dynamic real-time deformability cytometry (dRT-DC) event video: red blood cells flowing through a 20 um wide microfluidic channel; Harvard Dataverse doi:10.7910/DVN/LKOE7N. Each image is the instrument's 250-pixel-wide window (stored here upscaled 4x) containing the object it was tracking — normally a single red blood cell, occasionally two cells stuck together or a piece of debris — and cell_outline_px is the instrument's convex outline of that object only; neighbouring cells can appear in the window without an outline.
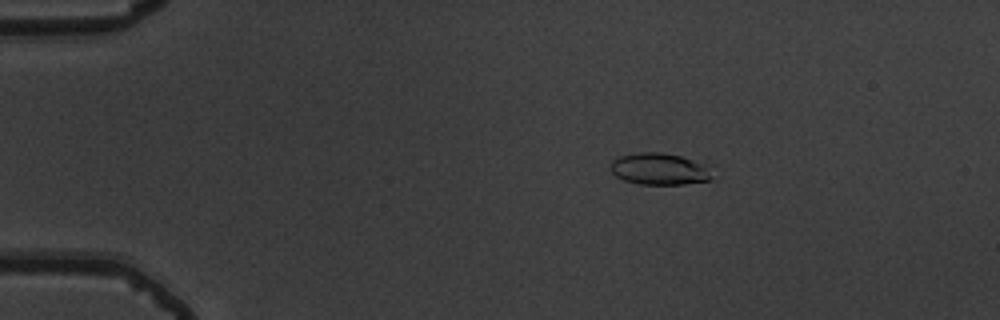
{"species": "common noctule bat (a hibernating species)", "species_latin": "Nyctalus noctula", "temperature_condition": "warm", "stored_images_in_passage": 41, "camera_frame_rate_fps": 3000, "um_per_image_px": 0.085, "animal": {"sex": "male", "body_mass_g": 19.5, "forearm_length_mm": 54.6}, "frame": {"image": 1, "passage_image": 5, "time_ms": 1.333, "image_size_px": [1000, 320], "cell_outline_px": [[712, 180], [684, 184], [640, 184], [624, 180], [616, 176], [612, 172], [612, 160], [620, 156], [636, 152], [660, 152], [680, 156], [704, 164], [712, 176]], "centroid_in_image_um": [56.03, 14.36], "position_along_channel_um": 29.0, "area_um2": 18.55}}
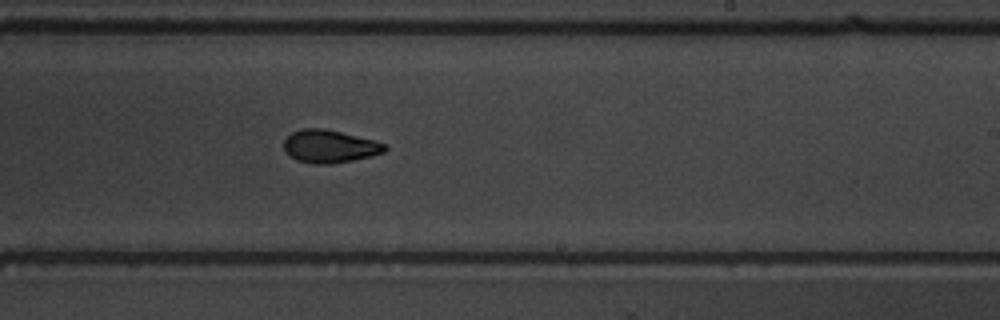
{"frame": {"image": 2, "passage_image": 29, "time_ms": 9.333, "image_size_px": [1000, 320], "cell_outline_px": [[388, 148], [384, 152], [372, 156], [332, 164], [312, 164], [296, 160], [288, 156], [284, 152], [284, 140], [292, 132], [300, 128], [324, 128], [388, 144]], "centroid_in_image_um": [27.99, 12.45], "position_along_channel_um": 261.0, "area_um2": 19.48}}
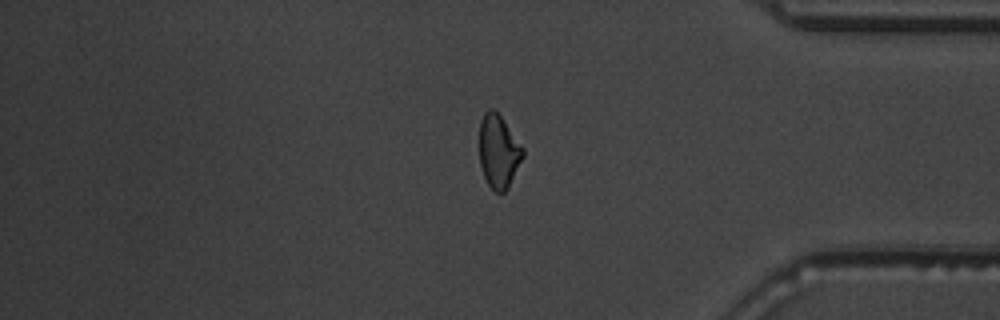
{"frame": {"image": 3, "passage_image": 41, "time_ms": 13.333, "image_size_px": [1000, 320], "cell_outline_px": [[524, 156], [508, 188], [504, 192], [496, 192], [488, 184], [484, 176], [480, 164], [480, 120], [484, 112], [488, 108], [492, 108], [504, 120], [524, 148]], "centroid_in_image_um": [42.39, 12.85], "position_along_channel_um": 392.8, "area_um2": 18.55}, "authors_computed_cell_mechanics": {"area_um2": 19.4786, "velocity_mm_per_s": 3.7761, "shape_relaxation_time_tau1_ms": 4.7026, "shape_relaxation_time_tau2_ms": 2.2205, "deformation_change_tau1": 0.1468, "deformation_change_tau2": 0.0714}}